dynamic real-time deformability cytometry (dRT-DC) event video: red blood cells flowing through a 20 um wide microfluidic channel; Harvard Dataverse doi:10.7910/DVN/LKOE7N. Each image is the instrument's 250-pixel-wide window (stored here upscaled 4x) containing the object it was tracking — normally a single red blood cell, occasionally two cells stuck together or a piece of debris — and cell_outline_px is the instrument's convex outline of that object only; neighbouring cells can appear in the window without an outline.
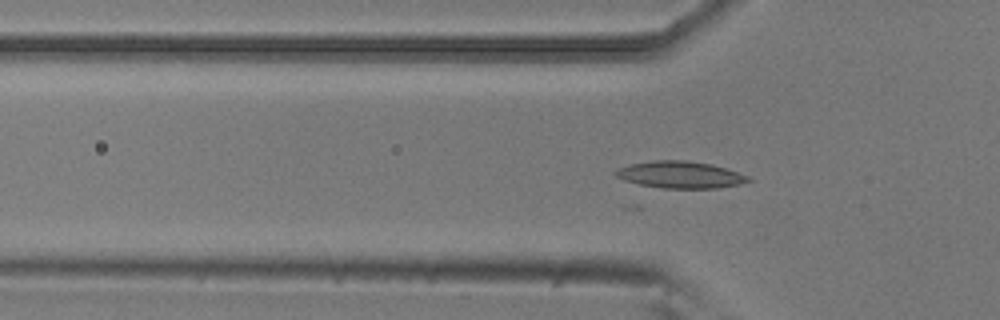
{"species": "common noctule bat (a hibernating species)", "species_latin": "Nyctalus noctula", "temperature_condition": "room temperature", "stored_images_in_passage": 42, "camera_frame_rate_fps": 3000, "um_per_image_px": 0.085, "animal": {"sex": "male", "body_mass_g": 20.5, "forearm_length_mm": 52.5}, "frame": {"image": 1, "passage_image": 14, "time_ms": 4.333, "image_size_px": [1000, 320], "cell_outline_px": [[752, 180], [740, 184], [716, 188], [660, 188], [640, 184], [624, 180], [616, 176], [616, 172], [620, 168], [628, 164], [652, 160], [688, 160], [712, 164], [748, 176]], "centroid_in_image_um": [57.82, 14.84], "position_along_channel_um": 68.0, "area_um2": 20.63}}
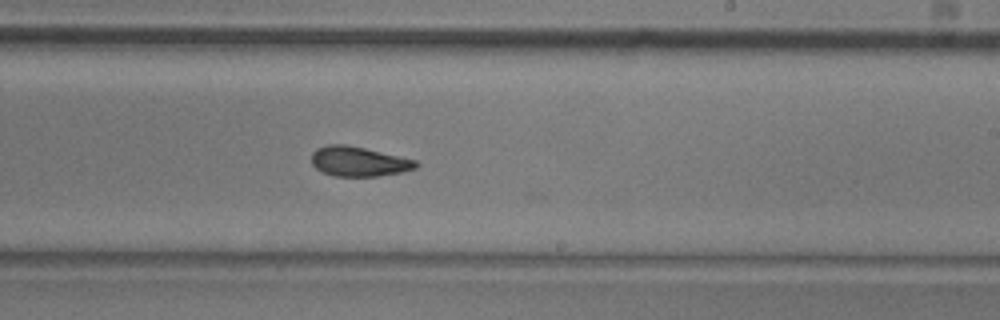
{"frame": {"image": 2, "passage_image": 29, "time_ms": 9.333, "image_size_px": [1000, 320], "cell_outline_px": [[420, 164], [416, 168], [400, 172], [376, 176], [332, 176], [316, 168], [312, 164], [312, 152], [316, 148], [328, 144], [344, 144], [364, 148], [416, 160]], "centroid_in_image_um": [30.47, 13.72], "position_along_channel_um": 258.5, "area_um2": 17.98}}
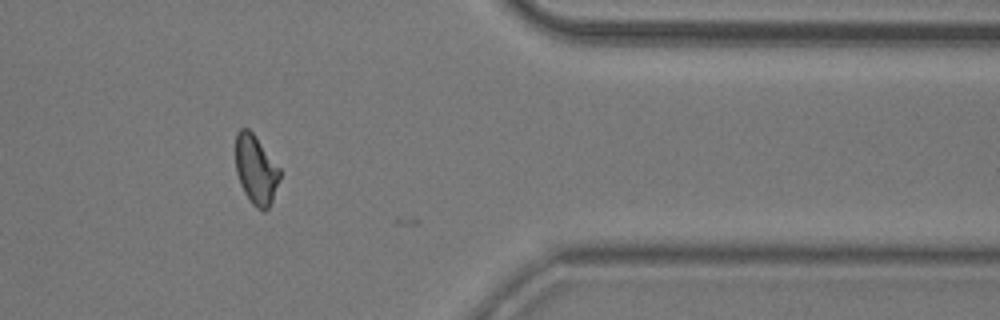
{"frame": {"image": 3, "passage_image": 41, "time_ms": 13.333, "image_size_px": [1000, 320], "cell_outline_px": [[280, 176], [272, 200], [268, 208], [264, 212], [256, 208], [252, 204], [244, 192], [240, 184], [236, 172], [236, 132], [240, 128], [248, 128], [252, 132], [280, 168]], "centroid_in_image_um": [21.74, 14.43], "position_along_channel_um": 389.7, "area_um2": 17.69}}